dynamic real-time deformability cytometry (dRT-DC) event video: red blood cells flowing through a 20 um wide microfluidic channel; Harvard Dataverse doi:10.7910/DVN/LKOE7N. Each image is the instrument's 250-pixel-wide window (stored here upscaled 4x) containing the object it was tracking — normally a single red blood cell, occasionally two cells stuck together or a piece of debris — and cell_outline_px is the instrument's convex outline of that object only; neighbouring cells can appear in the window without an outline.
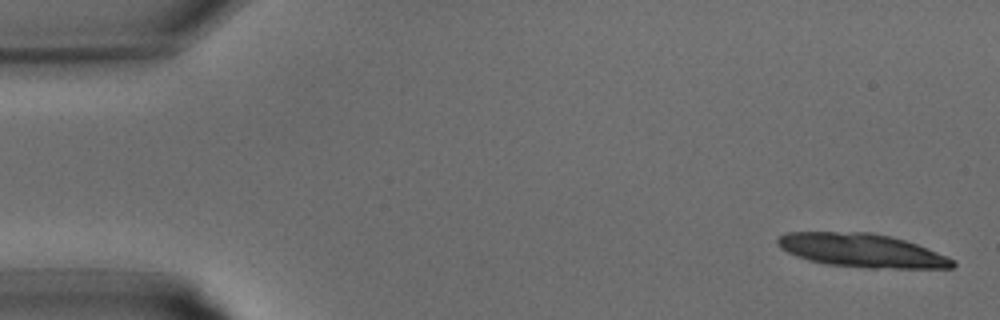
{"species": "common noctule bat (a hibernating species)", "species_latin": "Nyctalus noctula", "temperature_condition": "warm", "stored_images_in_passage": 17, "camera_frame_rate_fps": 3000, "um_per_image_px": 0.085, "animal": {"sex": "male", "body_mass_g": 15.6}, "frame": {"image": 1, "passage_image": 1, "time_ms": 0.0, "image_size_px": [1000, 320], "cell_outline_px": [[956, 264], [952, 268], [868, 268], [824, 264], [808, 260], [796, 256], [780, 248], [776, 244], [776, 240], [780, 236], [788, 232], [872, 232], [892, 236], [928, 248], [956, 260]], "centroid_in_image_um": [73.26, 21.29], "position_along_channel_um": 11.7, "area_um2": 34.45}}
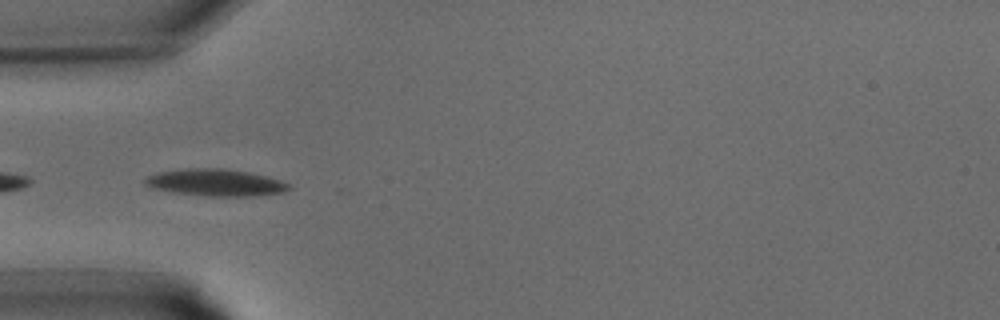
{"frame": {"image": 2, "passage_image": 10, "time_ms": 3.0, "image_size_px": [1000, 320], "cell_outline_px": [[292, 188], [284, 192], [252, 196], [204, 196], [172, 192], [152, 188], [144, 184], [144, 176], [156, 172], [184, 168], [224, 168], [248, 172], [268, 176], [292, 184]], "centroid_in_image_um": [18.3, 15.51], "position_along_channel_um": 66.7, "area_um2": 23.0}}
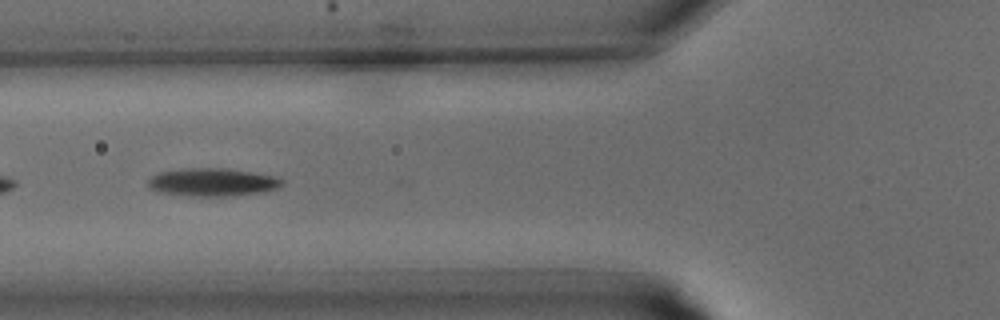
{"frame": {"image": 3, "passage_image": 12, "time_ms": 3.667, "image_size_px": [1000, 320], "cell_outline_px": [[284, 184], [276, 188], [260, 192], [224, 196], [200, 196], [164, 192], [152, 188], [148, 184], [148, 180], [152, 176], [160, 172], [180, 168], [224, 168], [252, 172], [276, 176], [284, 180]], "centroid_in_image_um": [18.1, 15.46], "position_along_channel_um": 107.7, "area_um2": 21.44}}